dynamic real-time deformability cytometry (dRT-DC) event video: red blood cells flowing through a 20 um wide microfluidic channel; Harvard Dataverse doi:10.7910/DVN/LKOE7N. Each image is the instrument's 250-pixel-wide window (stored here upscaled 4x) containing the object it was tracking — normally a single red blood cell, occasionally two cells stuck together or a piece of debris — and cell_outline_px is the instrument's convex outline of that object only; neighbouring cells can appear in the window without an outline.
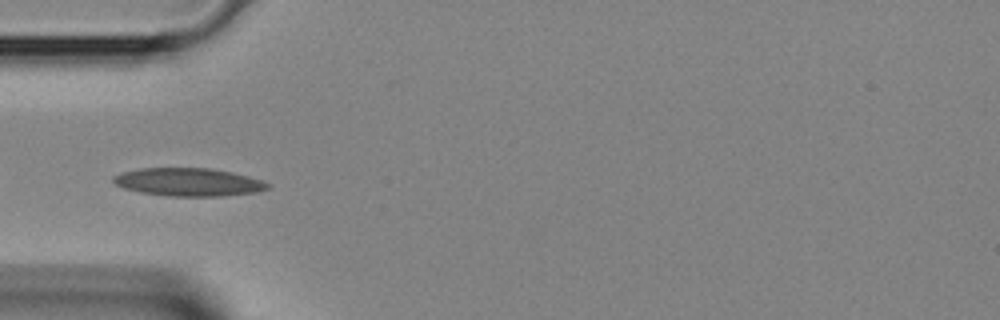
{"species": "Egyptian fruit bat (a non-hibernating species)", "species_latin": "Rousettus aegyptiacus", "temperature_condition": "room temperature", "stored_images_in_passage": 31, "camera_frame_rate_fps": 3000, "um_per_image_px": 0.085, "animal": {"sex": "female"}, "frame": {"image": 1, "passage_image": 4, "time_ms": 1.0, "image_size_px": [1000, 320], "cell_outline_px": [[272, 184], [268, 188], [256, 192], [220, 196], [168, 196], [140, 192], [124, 188], [116, 184], [112, 180], [112, 176], [124, 172], [140, 168], [212, 168], [232, 172], [248, 176]], "centroid_in_image_um": [16.02, 15.47], "position_along_channel_um": 69.0, "area_um2": 25.14}}
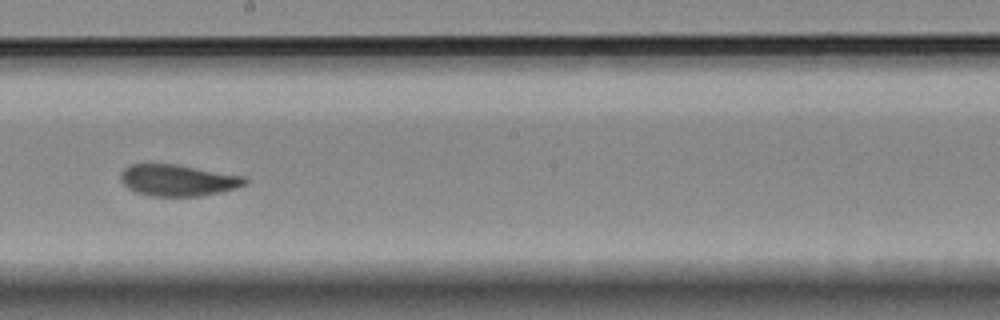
{"frame": {"image": 2, "passage_image": 14, "time_ms": 4.333, "image_size_px": [1000, 320], "cell_outline_px": [[248, 180], [244, 184], [236, 188], [220, 192], [200, 196], [152, 196], [136, 192], [128, 188], [120, 180], [120, 172], [128, 164], [176, 164], [244, 176]], "centroid_in_image_um": [15.09, 15.32], "position_along_channel_um": 233.1, "area_um2": 22.77}}
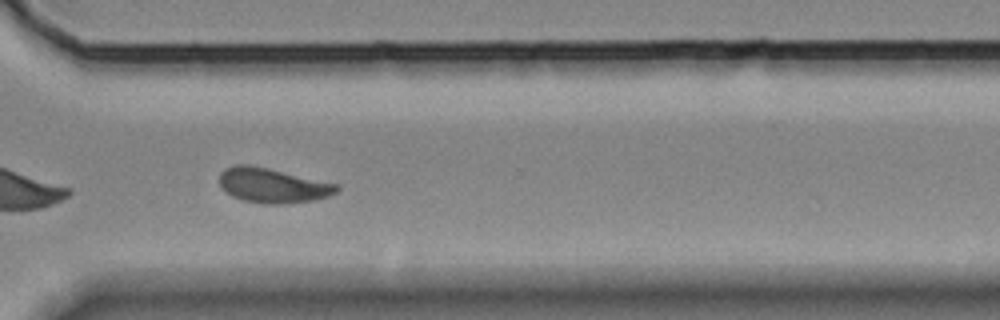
{"frame": {"image": 3, "passage_image": 21, "time_ms": 6.667, "image_size_px": [1000, 320], "cell_outline_px": [[340, 188], [336, 192], [328, 196], [312, 200], [280, 204], [264, 204], [244, 200], [232, 196], [224, 192], [220, 188], [220, 172], [224, 168], [236, 164], [248, 164], [268, 168], [340, 184]], "centroid_in_image_um": [23.15, 15.75], "position_along_channel_um": 347.5, "area_um2": 23.87}}